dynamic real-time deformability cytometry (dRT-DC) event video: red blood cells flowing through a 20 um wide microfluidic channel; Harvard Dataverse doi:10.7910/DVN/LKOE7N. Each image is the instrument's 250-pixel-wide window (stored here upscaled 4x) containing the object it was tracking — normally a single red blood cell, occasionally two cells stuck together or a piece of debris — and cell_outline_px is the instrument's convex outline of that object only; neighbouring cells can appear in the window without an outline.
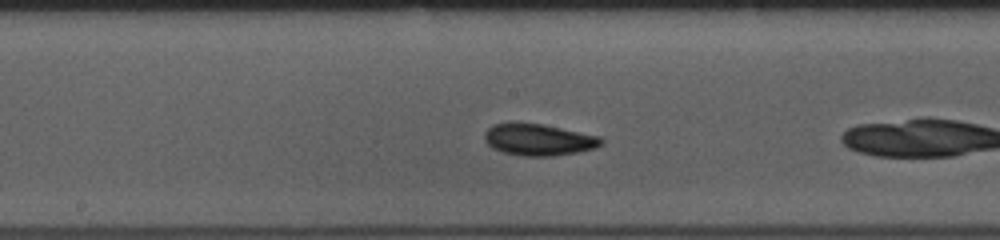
{"species": "common noctule bat (a hibernating species)", "species_latin": "Nyctalus noctula", "temperature_condition": "room temperature", "stored_images_in_passage": 38, "camera_frame_rate_fps": 3000, "um_per_image_px": 0.085, "animal": {"sex": "female", "body_mass_g": 10.0, "forearm_length_mm": 53.1}, "frame": {"image": 1, "passage_image": 12, "time_ms": 3.667, "image_size_px": [1000, 240], "cell_outline_px": [[604, 144], [596, 148], [576, 152], [552, 156], [520, 156], [504, 152], [492, 148], [484, 140], [484, 132], [492, 124], [512, 120], [544, 124], [600, 136], [604, 140]], "centroid_in_image_um": [45.75, 11.84], "position_along_channel_um": 202.5, "area_um2": 22.2}, "authors_computed_cell_mechanics": {"area_um2": 20.1722, "velocity_mm_per_s": 3.7221, "shape_relaxation_time_tau1_ms": 2.9817, "shape_relaxation_time_tau2_ms": 4.6768, "deformation_change_tau1": 0.085, "deformation_change_tau2": 0.0711}}